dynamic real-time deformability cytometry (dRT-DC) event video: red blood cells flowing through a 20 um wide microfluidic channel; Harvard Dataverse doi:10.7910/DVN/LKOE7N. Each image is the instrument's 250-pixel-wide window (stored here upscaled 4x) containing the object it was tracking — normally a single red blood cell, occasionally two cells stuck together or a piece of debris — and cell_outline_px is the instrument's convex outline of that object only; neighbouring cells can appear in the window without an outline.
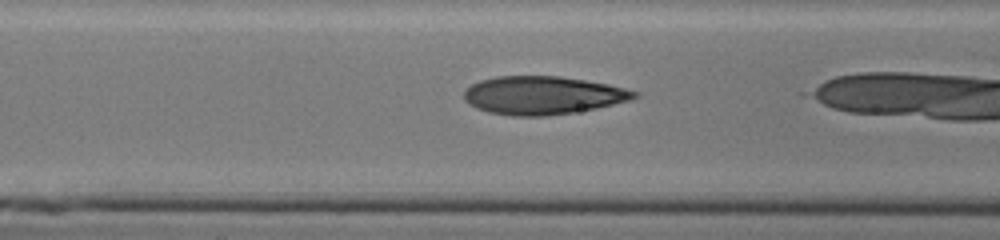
{"species": "human", "species_latin": "Homo sapiens", "temperature_condition": "cold", "stored_images_in_passage": 5, "camera_frame_rate_fps": 3000, "um_per_image_px": 0.085, "donor": {"sex": "male"}, "frame": {"image": 1, "passage_image": 3, "time_ms": 0.667, "image_size_px": [1000, 240], "cell_outline_px": [[640, 96], [632, 100], [596, 108], [572, 112], [544, 116], [512, 116], [488, 112], [476, 108], [468, 104], [464, 100], [464, 92], [472, 84], [480, 80], [496, 76], [560, 76], [608, 84], [640, 92]], "centroid_in_image_um": [46.14, 8.1], "position_along_channel_um": 120.5, "area_um2": 37.97}}